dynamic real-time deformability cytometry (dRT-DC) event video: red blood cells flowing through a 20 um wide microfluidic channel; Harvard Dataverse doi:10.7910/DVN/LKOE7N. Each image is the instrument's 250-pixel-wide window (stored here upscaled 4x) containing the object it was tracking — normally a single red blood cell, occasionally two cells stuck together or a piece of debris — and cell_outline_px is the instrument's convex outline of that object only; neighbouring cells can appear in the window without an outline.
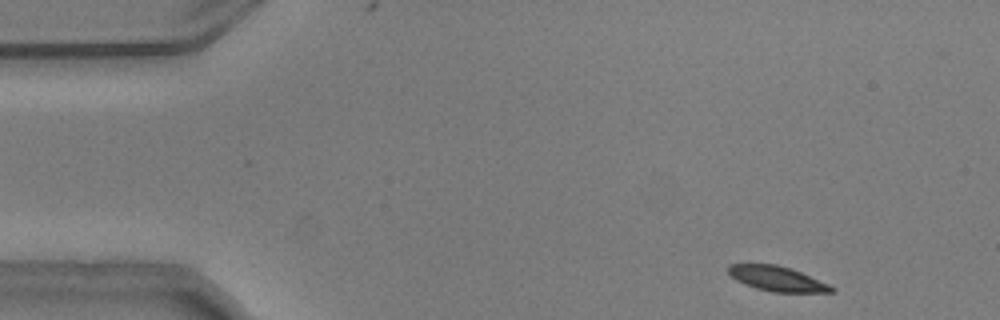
{"species": "common noctule bat (a hibernating species)", "species_latin": "Nyctalus noctula", "temperature_condition": "warm", "stored_images_in_passage": 13, "camera_frame_rate_fps": 3000, "um_per_image_px": 0.085, "animal": {"sex": "male", "body_mass_g": 20.5, "forearm_length_mm": 52.5}, "frame": {"image": 1, "passage_image": 1, "time_ms": 0.0, "image_size_px": [1000, 320], "cell_outline_px": [[836, 292], [772, 292], [756, 288], [744, 284], [736, 280], [728, 272], [728, 264], [776, 264], [800, 272], [828, 284], [836, 288]], "centroid_in_image_um": [66.04, 23.69], "position_along_channel_um": 19.0, "area_um2": 14.8}}
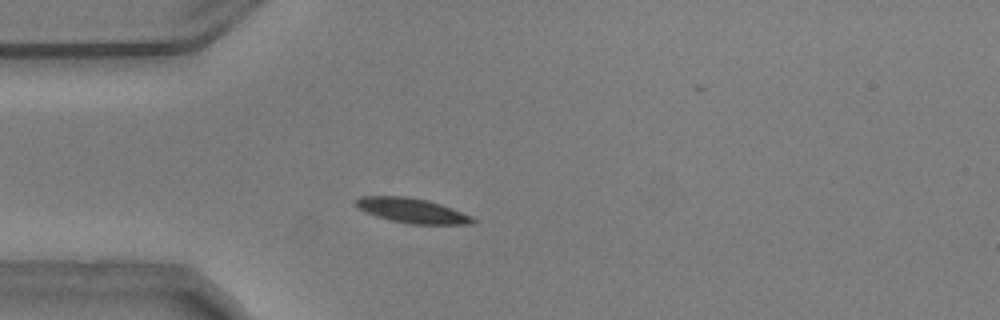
{"frame": {"image": 2, "passage_image": 10, "time_ms": 3.0, "image_size_px": [1000, 320], "cell_outline_px": [[476, 220], [472, 224], [412, 224], [392, 220], [376, 216], [352, 204], [360, 196], [408, 196], [440, 204], [472, 216]], "centroid_in_image_um": [35.02, 17.89], "position_along_channel_um": 50.0, "area_um2": 16.59}}